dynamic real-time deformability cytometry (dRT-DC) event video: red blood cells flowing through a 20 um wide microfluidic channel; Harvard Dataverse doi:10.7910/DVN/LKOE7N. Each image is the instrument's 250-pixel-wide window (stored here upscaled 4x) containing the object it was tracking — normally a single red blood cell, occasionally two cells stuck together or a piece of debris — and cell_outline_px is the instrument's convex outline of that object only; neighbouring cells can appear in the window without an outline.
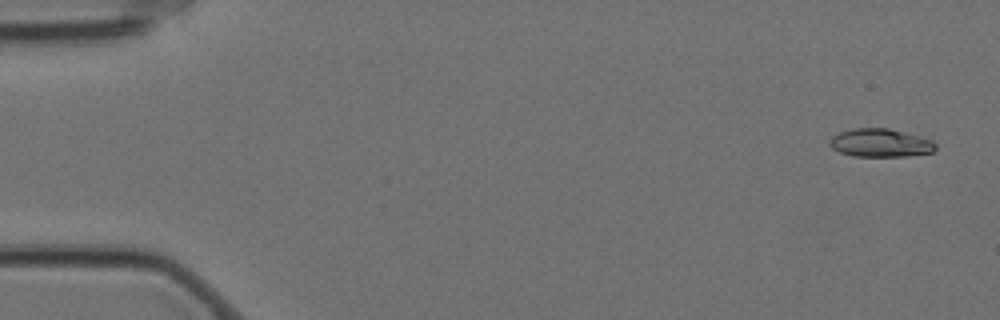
{"species": "Egyptian fruit bat (a non-hibernating species)", "species_latin": "Rousettus aegyptiacus", "temperature_condition": "cold", "stored_images_in_passage": 5, "camera_frame_rate_fps": 3000, "um_per_image_px": 0.085, "animal": {"sex": "female"}, "frame": {"image": 1, "passage_image": 1, "time_ms": 0.0, "image_size_px": [1000, 320], "cell_outline_px": [[936, 148], [932, 152], [908, 156], [852, 156], [840, 152], [832, 148], [828, 144], [832, 136], [840, 132], [852, 128], [888, 128], [920, 136], [932, 140], [936, 144]], "centroid_in_image_um": [74.82, 12.14], "position_along_channel_um": 10.2, "area_um2": 17.46}}
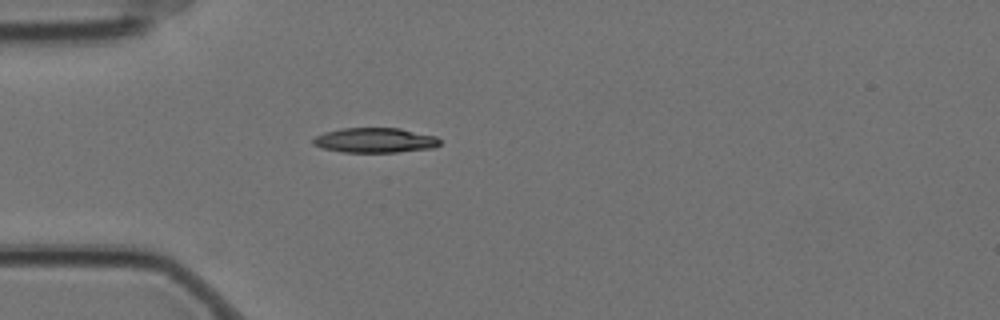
{"frame": {"image": 2, "passage_image": 5, "time_ms": 1.333, "image_size_px": [1000, 320], "cell_outline_px": [[440, 144], [432, 148], [396, 152], [344, 152], [324, 148], [312, 144], [312, 140], [316, 136], [324, 132], [340, 128], [400, 128], [436, 136], [440, 140]], "centroid_in_image_um": [31.87, 11.91], "position_along_channel_um": 53.1, "area_um2": 18.32}}